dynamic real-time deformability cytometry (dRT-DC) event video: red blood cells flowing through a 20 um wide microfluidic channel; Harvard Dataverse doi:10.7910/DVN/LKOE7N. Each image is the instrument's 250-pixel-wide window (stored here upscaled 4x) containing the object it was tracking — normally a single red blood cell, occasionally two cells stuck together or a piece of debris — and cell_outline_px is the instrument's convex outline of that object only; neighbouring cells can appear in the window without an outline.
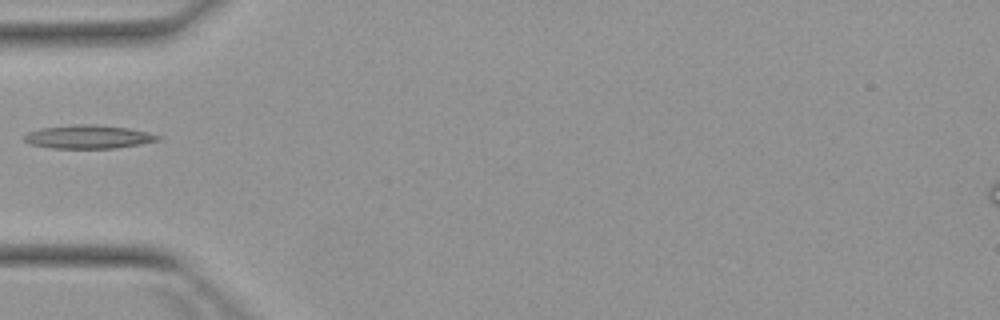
{"species": "Egyptian fruit bat (a non-hibernating species)", "species_latin": "Rousettus aegyptiacus", "temperature_condition": "warm", "stored_images_in_passage": 2, "camera_frame_rate_fps": 3000, "um_per_image_px": 0.085, "animal": {"sex": "female"}, "frame": {"image": 1, "passage_image": 2, "time_ms": 2.0, "image_size_px": [1000, 320], "cell_outline_px": [[164, 136], [160, 140], [140, 144], [116, 148], [52, 148], [28, 144], [24, 140], [24, 136], [28, 132], [40, 128], [72, 124], [96, 124], [128, 128], [148, 132]], "centroid_in_image_um": [7.52, 11.62], "position_along_channel_um": 77.5, "area_um2": 18.5}}